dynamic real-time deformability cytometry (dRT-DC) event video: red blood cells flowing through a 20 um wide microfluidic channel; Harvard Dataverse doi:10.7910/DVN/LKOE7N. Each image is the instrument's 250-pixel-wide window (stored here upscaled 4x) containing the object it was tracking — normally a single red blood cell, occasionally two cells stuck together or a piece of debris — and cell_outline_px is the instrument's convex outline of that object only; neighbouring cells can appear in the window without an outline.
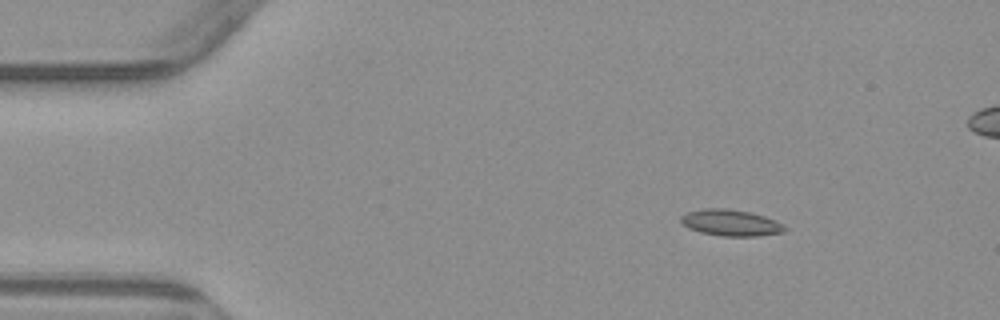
{"species": "common noctule bat (a hibernating species)", "species_latin": "Nyctalus noctula", "temperature_condition": "warm", "stored_images_in_passage": 6, "camera_frame_rate_fps": 3000, "um_per_image_px": 0.085, "animal": {"sex": "male", "body_mass_g": 23.1, "forearm_length_mm": 52.7}, "frame": {"image": 1, "passage_image": 3, "time_ms": 2.333, "image_size_px": [1000, 320], "cell_outline_px": [[788, 228], [784, 232], [756, 236], [720, 236], [700, 232], [688, 228], [680, 220], [680, 216], [688, 212], [704, 208], [728, 208], [748, 212], [764, 216], [776, 220], [784, 224]], "centroid_in_image_um": [62.13, 18.93], "position_along_channel_um": 22.9, "area_um2": 16.01}}